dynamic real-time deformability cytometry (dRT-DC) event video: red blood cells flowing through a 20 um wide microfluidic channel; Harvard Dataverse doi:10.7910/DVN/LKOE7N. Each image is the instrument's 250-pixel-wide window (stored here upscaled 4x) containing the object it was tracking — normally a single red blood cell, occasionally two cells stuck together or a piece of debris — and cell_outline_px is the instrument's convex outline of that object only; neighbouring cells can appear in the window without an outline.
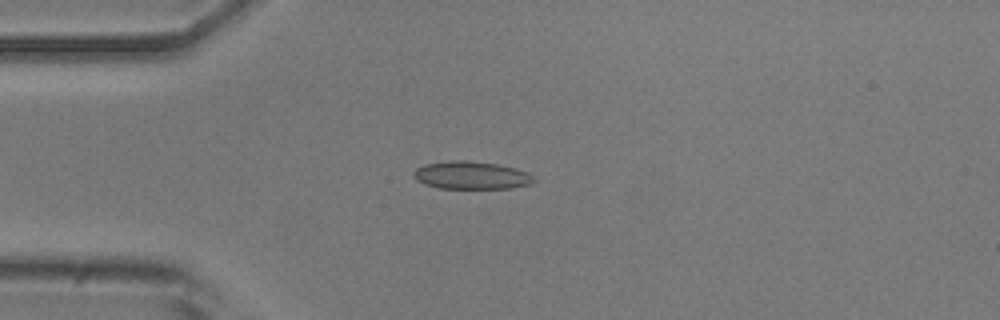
{"species": "common noctule bat (a hibernating species)", "species_latin": "Nyctalus noctula", "temperature_condition": "room temperature", "stored_images_in_passage": 40, "camera_frame_rate_fps": 3000, "um_per_image_px": 0.085, "animal": {"sex": "male", "body_mass_g": 20.5, "forearm_length_mm": 52.5}, "frame": {"image": 1, "passage_image": 1, "time_ms": 0.0, "image_size_px": [1000, 320], "cell_outline_px": [[536, 180], [528, 184], [512, 188], [440, 188], [424, 184], [416, 180], [412, 176], [412, 172], [416, 168], [424, 164], [448, 160], [468, 160], [500, 164], [516, 168], [528, 172]], "centroid_in_image_um": [40.03, 14.88], "position_along_channel_um": 45.0, "area_um2": 19.71}}
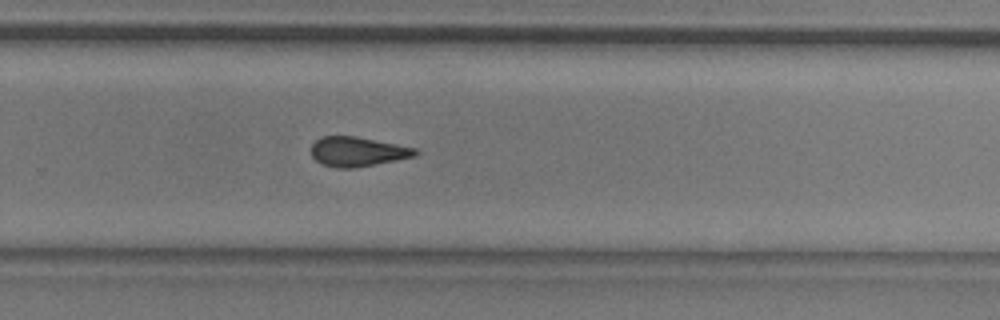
{"frame": {"image": 2, "passage_image": 22, "time_ms": 7.0, "image_size_px": [1000, 320], "cell_outline_px": [[420, 152], [416, 156], [356, 168], [336, 168], [320, 164], [312, 156], [312, 144], [320, 136], [356, 136], [416, 148]], "centroid_in_image_um": [30.39, 12.89], "position_along_channel_um": 299.4, "area_um2": 18.03}}
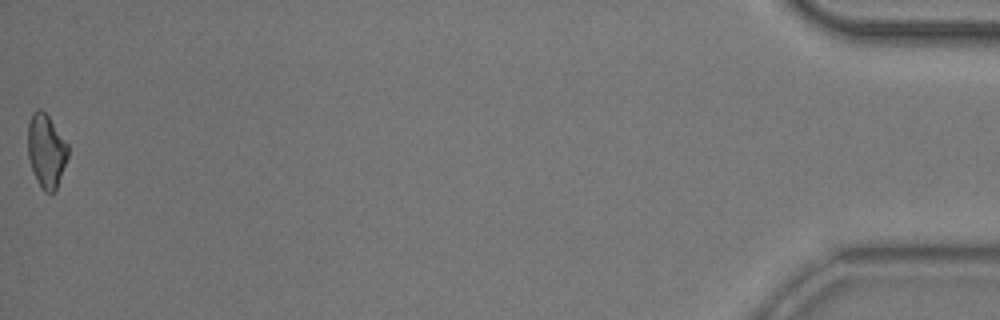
{"frame": {"image": 3, "passage_image": 40, "time_ms": 13.0, "image_size_px": [1000, 320], "cell_outline_px": [[68, 156], [56, 188], [52, 192], [44, 192], [40, 188], [36, 180], [28, 156], [28, 124], [32, 112], [36, 108], [40, 108], [48, 116], [68, 144]], "centroid_in_image_um": [3.91, 12.8], "position_along_channel_um": 431.3, "area_um2": 17.05}, "authors_computed_cell_mechanics": {"area_um2": 18.0914, "velocity_mm_per_s": 3.8609, "shape_relaxation_time_tau1_ms": 6.9609, "shape_relaxation_time_tau2_ms": 3.4489, "deformation_change_tau1": 0.1465, "deformation_change_tau2": 0.1114}}